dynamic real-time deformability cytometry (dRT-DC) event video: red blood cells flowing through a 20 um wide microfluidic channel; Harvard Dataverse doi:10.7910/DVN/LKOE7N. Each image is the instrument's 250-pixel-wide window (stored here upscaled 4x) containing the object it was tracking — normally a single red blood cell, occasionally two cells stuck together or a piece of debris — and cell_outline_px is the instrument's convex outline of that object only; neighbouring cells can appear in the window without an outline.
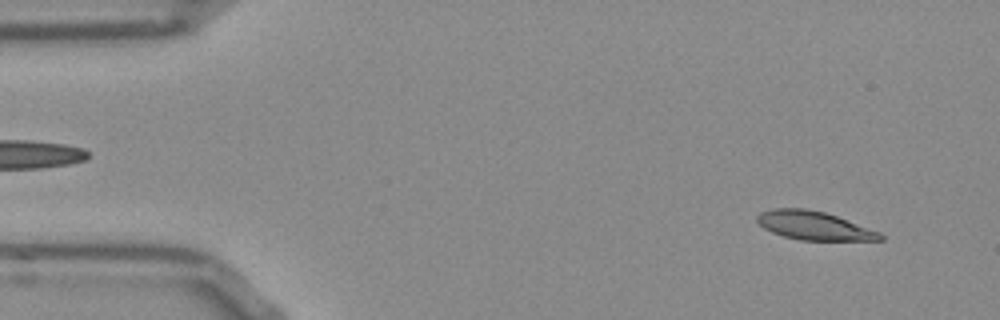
{"species": "Egyptian fruit bat (a non-hibernating species)", "species_latin": "Rousettus aegyptiacus", "temperature_condition": "room temperature", "stored_images_in_passage": 51, "camera_frame_rate_fps": 3000, "um_per_image_px": 0.085, "frame": {"image": 1, "passage_image": 3, "time_ms": 0.667, "image_size_px": [1000, 320], "cell_outline_px": [[884, 240], [800, 240], [784, 236], [772, 232], [764, 228], [756, 220], [756, 216], [760, 212], [776, 208], [804, 208], [824, 212], [836, 216], [880, 232], [884, 236]], "centroid_in_image_um": [69.18, 19.18], "position_along_channel_um": 15.8, "area_um2": 20.29}}
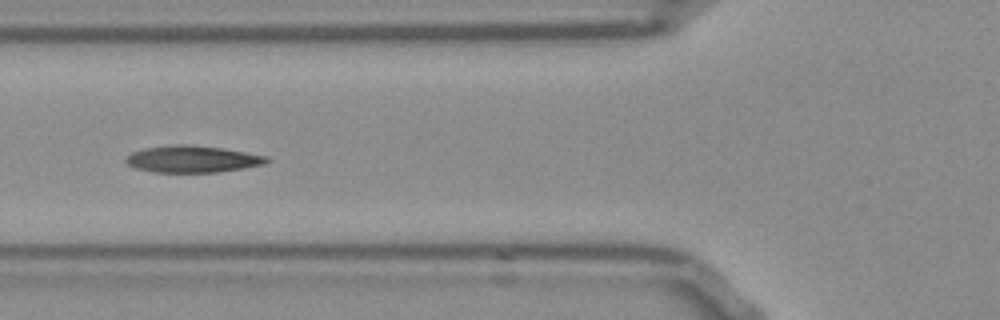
{"frame": {"image": 2, "passage_image": 18, "time_ms": 5.667, "image_size_px": [1000, 320], "cell_outline_px": [[272, 160], [264, 164], [244, 168], [216, 172], [152, 172], [136, 168], [128, 164], [124, 160], [132, 152], [144, 148], [172, 144], [188, 144], [220, 148], [268, 156]], "centroid_in_image_um": [16.36, 13.52], "position_along_channel_um": 109.4, "area_um2": 21.96}}
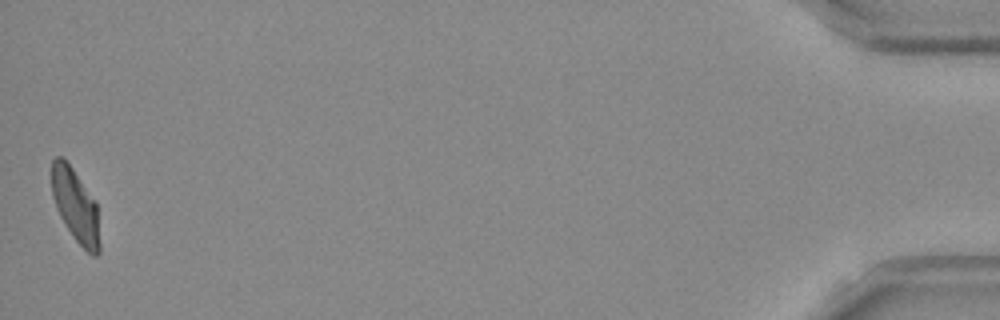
{"frame": {"image": 3, "passage_image": 51, "time_ms": 16.667, "image_size_px": [1000, 320], "cell_outline_px": [[100, 252], [96, 256], [92, 256], [72, 236], [60, 216], [56, 208], [52, 196], [52, 160], [56, 156], [60, 156], [72, 168], [96, 200], [100, 244]], "centroid_in_image_um": [6.43, 17.5], "position_along_channel_um": 428.8, "area_um2": 20.4}, "authors_computed_cell_mechanics": {"area_um2": 21.0392, "velocity_mm_per_s": 3.8031, "shape_relaxation_time_tau1_ms": 7.9017, "shape_relaxation_time_tau2_ms": 2.0591, "deformation_change_tau1": 0.2278, "deformation_change_tau2": 0.0845}}